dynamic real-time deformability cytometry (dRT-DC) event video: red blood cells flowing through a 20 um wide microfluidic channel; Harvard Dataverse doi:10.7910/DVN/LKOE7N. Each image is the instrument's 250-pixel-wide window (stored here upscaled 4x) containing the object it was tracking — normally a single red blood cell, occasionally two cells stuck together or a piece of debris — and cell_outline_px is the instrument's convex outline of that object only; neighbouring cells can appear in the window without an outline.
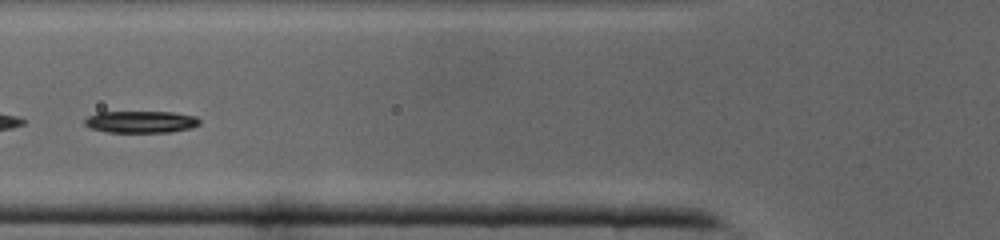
{"species": "common noctule bat (a hibernating species)", "species_latin": "Nyctalus noctula", "temperature_condition": "cold", "stored_images_in_passage": 39, "segment_of_instrument_passage": [2, 2], "camera_frame_rate_fps": 3000, "um_per_image_px": 0.085, "animal": {"sex": "male", "body_mass_g": 19.0, "forearm_length_mm": 50.8}, "frame": {"image": 1, "passage_image": 14, "time_ms": 4.333, "image_size_px": [1000, 240], "cell_outline_px": [[200, 124], [192, 128], [168, 132], [108, 132], [88, 128], [84, 124], [84, 120], [88, 116], [96, 112], [172, 112], [196, 116], [200, 120]], "centroid_in_image_um": [11.95, 10.35], "position_along_channel_um": 113.8, "area_um2": 14.8}}
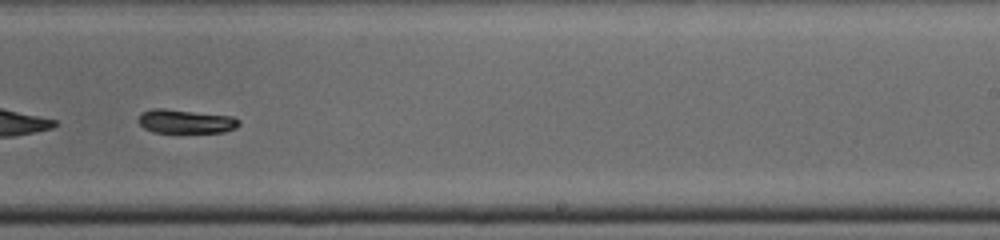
{"frame": {"image": 2, "passage_image": 24, "time_ms": 7.667, "image_size_px": [1000, 240], "cell_outline_px": [[240, 124], [236, 128], [224, 132], [152, 132], [144, 128], [136, 120], [140, 112], [152, 108], [164, 108], [232, 116], [240, 120]], "centroid_in_image_um": [15.74, 10.31], "position_along_channel_um": 273.3, "area_um2": 14.16}}